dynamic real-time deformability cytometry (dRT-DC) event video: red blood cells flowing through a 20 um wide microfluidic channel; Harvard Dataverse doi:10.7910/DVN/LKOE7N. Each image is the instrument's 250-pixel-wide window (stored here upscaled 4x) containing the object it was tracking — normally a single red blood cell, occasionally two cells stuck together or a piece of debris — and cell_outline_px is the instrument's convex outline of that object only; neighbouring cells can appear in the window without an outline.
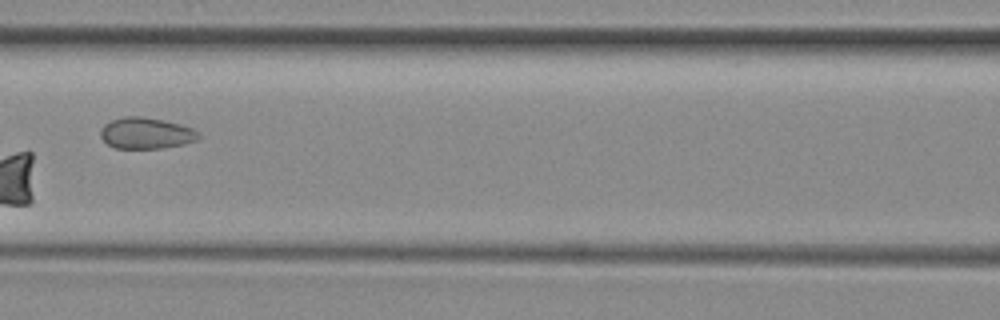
{"species": "common noctule bat (a hibernating species)", "species_latin": "Nyctalus noctula", "temperature_condition": "room temperature", "stored_images_in_passage": 8, "camera_frame_rate_fps": 3000, "um_per_image_px": 0.085, "animal": {"sex": "female", "body_mass_g": 29.2, "forearm_length_mm": 56.3}, "frame": {"image": 1, "passage_image": 3, "time_ms": 2.333, "image_size_px": [1000, 320], "cell_outline_px": [[200, 136], [196, 140], [184, 144], [160, 148], [116, 148], [108, 144], [100, 136], [100, 132], [104, 124], [112, 120], [124, 116], [140, 116], [164, 120], [180, 124], [192, 128], [200, 132]], "centroid_in_image_um": [12.43, 11.31], "position_along_channel_um": 154.2, "area_um2": 17.8}}